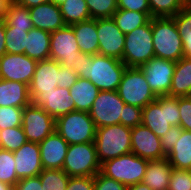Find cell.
I'll return each instance as SVG.
<instances>
[{
  "instance_id": "1",
  "label": "cell",
  "mask_w": 191,
  "mask_h": 190,
  "mask_svg": "<svg viewBox=\"0 0 191 190\" xmlns=\"http://www.w3.org/2000/svg\"><path fill=\"white\" fill-rule=\"evenodd\" d=\"M126 65L101 54L83 55L78 77L90 80L100 91H116Z\"/></svg>"
},
{
  "instance_id": "2",
  "label": "cell",
  "mask_w": 191,
  "mask_h": 190,
  "mask_svg": "<svg viewBox=\"0 0 191 190\" xmlns=\"http://www.w3.org/2000/svg\"><path fill=\"white\" fill-rule=\"evenodd\" d=\"M142 124L152 130L159 138L170 127L179 126V97L159 96L143 108Z\"/></svg>"
},
{
  "instance_id": "3",
  "label": "cell",
  "mask_w": 191,
  "mask_h": 190,
  "mask_svg": "<svg viewBox=\"0 0 191 190\" xmlns=\"http://www.w3.org/2000/svg\"><path fill=\"white\" fill-rule=\"evenodd\" d=\"M155 57L179 61L184 57L182 37L172 17L151 18Z\"/></svg>"
},
{
  "instance_id": "4",
  "label": "cell",
  "mask_w": 191,
  "mask_h": 190,
  "mask_svg": "<svg viewBox=\"0 0 191 190\" xmlns=\"http://www.w3.org/2000/svg\"><path fill=\"white\" fill-rule=\"evenodd\" d=\"M94 145L100 164L131 153V128L123 124L96 128Z\"/></svg>"
},
{
  "instance_id": "5",
  "label": "cell",
  "mask_w": 191,
  "mask_h": 190,
  "mask_svg": "<svg viewBox=\"0 0 191 190\" xmlns=\"http://www.w3.org/2000/svg\"><path fill=\"white\" fill-rule=\"evenodd\" d=\"M148 162L131 152L105 161L101 164L100 172L129 187L143 181Z\"/></svg>"
},
{
  "instance_id": "6",
  "label": "cell",
  "mask_w": 191,
  "mask_h": 190,
  "mask_svg": "<svg viewBox=\"0 0 191 190\" xmlns=\"http://www.w3.org/2000/svg\"><path fill=\"white\" fill-rule=\"evenodd\" d=\"M55 131L70 144L94 142L96 126L85 111H72L55 119Z\"/></svg>"
},
{
  "instance_id": "7",
  "label": "cell",
  "mask_w": 191,
  "mask_h": 190,
  "mask_svg": "<svg viewBox=\"0 0 191 190\" xmlns=\"http://www.w3.org/2000/svg\"><path fill=\"white\" fill-rule=\"evenodd\" d=\"M154 54L151 19L125 35L122 62L127 67L139 68L150 61Z\"/></svg>"
},
{
  "instance_id": "8",
  "label": "cell",
  "mask_w": 191,
  "mask_h": 190,
  "mask_svg": "<svg viewBox=\"0 0 191 190\" xmlns=\"http://www.w3.org/2000/svg\"><path fill=\"white\" fill-rule=\"evenodd\" d=\"M83 55L71 25H65L51 32L50 59L56 60L60 65L70 68L78 74Z\"/></svg>"
},
{
  "instance_id": "9",
  "label": "cell",
  "mask_w": 191,
  "mask_h": 190,
  "mask_svg": "<svg viewBox=\"0 0 191 190\" xmlns=\"http://www.w3.org/2000/svg\"><path fill=\"white\" fill-rule=\"evenodd\" d=\"M62 170L69 177L95 176L101 170L94 142L70 144Z\"/></svg>"
},
{
  "instance_id": "10",
  "label": "cell",
  "mask_w": 191,
  "mask_h": 190,
  "mask_svg": "<svg viewBox=\"0 0 191 190\" xmlns=\"http://www.w3.org/2000/svg\"><path fill=\"white\" fill-rule=\"evenodd\" d=\"M118 94L125 104L144 108L156 100L140 68L126 67L118 87Z\"/></svg>"
},
{
  "instance_id": "11",
  "label": "cell",
  "mask_w": 191,
  "mask_h": 190,
  "mask_svg": "<svg viewBox=\"0 0 191 190\" xmlns=\"http://www.w3.org/2000/svg\"><path fill=\"white\" fill-rule=\"evenodd\" d=\"M125 102L120 98L118 91H99L93 102L89 115L96 128L120 124L123 117Z\"/></svg>"
},
{
  "instance_id": "12",
  "label": "cell",
  "mask_w": 191,
  "mask_h": 190,
  "mask_svg": "<svg viewBox=\"0 0 191 190\" xmlns=\"http://www.w3.org/2000/svg\"><path fill=\"white\" fill-rule=\"evenodd\" d=\"M22 128L28 141L41 143L55 132V118L31 103L23 108Z\"/></svg>"
},
{
  "instance_id": "13",
  "label": "cell",
  "mask_w": 191,
  "mask_h": 190,
  "mask_svg": "<svg viewBox=\"0 0 191 190\" xmlns=\"http://www.w3.org/2000/svg\"><path fill=\"white\" fill-rule=\"evenodd\" d=\"M139 68L143 72L145 80L157 97L169 94L175 69L174 61L153 57L150 61L146 64H142Z\"/></svg>"
},
{
  "instance_id": "14",
  "label": "cell",
  "mask_w": 191,
  "mask_h": 190,
  "mask_svg": "<svg viewBox=\"0 0 191 190\" xmlns=\"http://www.w3.org/2000/svg\"><path fill=\"white\" fill-rule=\"evenodd\" d=\"M99 40V54L122 60L125 34L116 26L112 18L96 19Z\"/></svg>"
},
{
  "instance_id": "15",
  "label": "cell",
  "mask_w": 191,
  "mask_h": 190,
  "mask_svg": "<svg viewBox=\"0 0 191 190\" xmlns=\"http://www.w3.org/2000/svg\"><path fill=\"white\" fill-rule=\"evenodd\" d=\"M37 63L26 54L5 53L0 58V79L18 81L29 86Z\"/></svg>"
},
{
  "instance_id": "16",
  "label": "cell",
  "mask_w": 191,
  "mask_h": 190,
  "mask_svg": "<svg viewBox=\"0 0 191 190\" xmlns=\"http://www.w3.org/2000/svg\"><path fill=\"white\" fill-rule=\"evenodd\" d=\"M131 152L147 160L166 158L160 138L143 124L131 128Z\"/></svg>"
},
{
  "instance_id": "17",
  "label": "cell",
  "mask_w": 191,
  "mask_h": 190,
  "mask_svg": "<svg viewBox=\"0 0 191 190\" xmlns=\"http://www.w3.org/2000/svg\"><path fill=\"white\" fill-rule=\"evenodd\" d=\"M32 104L43 108L51 117L59 116L75 111V104L70 95L69 88L56 87L53 90L37 94L32 99Z\"/></svg>"
},
{
  "instance_id": "18",
  "label": "cell",
  "mask_w": 191,
  "mask_h": 190,
  "mask_svg": "<svg viewBox=\"0 0 191 190\" xmlns=\"http://www.w3.org/2000/svg\"><path fill=\"white\" fill-rule=\"evenodd\" d=\"M14 154L17 178L36 177L42 171L39 143L27 141Z\"/></svg>"
},
{
  "instance_id": "19",
  "label": "cell",
  "mask_w": 191,
  "mask_h": 190,
  "mask_svg": "<svg viewBox=\"0 0 191 190\" xmlns=\"http://www.w3.org/2000/svg\"><path fill=\"white\" fill-rule=\"evenodd\" d=\"M60 78V64L56 60L38 61L34 76L29 84V94L32 100L37 94L53 90Z\"/></svg>"
},
{
  "instance_id": "20",
  "label": "cell",
  "mask_w": 191,
  "mask_h": 190,
  "mask_svg": "<svg viewBox=\"0 0 191 190\" xmlns=\"http://www.w3.org/2000/svg\"><path fill=\"white\" fill-rule=\"evenodd\" d=\"M40 146L43 169H62L69 144L56 131L47 136Z\"/></svg>"
},
{
  "instance_id": "21",
  "label": "cell",
  "mask_w": 191,
  "mask_h": 190,
  "mask_svg": "<svg viewBox=\"0 0 191 190\" xmlns=\"http://www.w3.org/2000/svg\"><path fill=\"white\" fill-rule=\"evenodd\" d=\"M29 11L34 28L51 33L66 25L59 6L53 2L29 8Z\"/></svg>"
},
{
  "instance_id": "22",
  "label": "cell",
  "mask_w": 191,
  "mask_h": 190,
  "mask_svg": "<svg viewBox=\"0 0 191 190\" xmlns=\"http://www.w3.org/2000/svg\"><path fill=\"white\" fill-rule=\"evenodd\" d=\"M31 103L27 84L0 79V106L24 108Z\"/></svg>"
},
{
  "instance_id": "23",
  "label": "cell",
  "mask_w": 191,
  "mask_h": 190,
  "mask_svg": "<svg viewBox=\"0 0 191 190\" xmlns=\"http://www.w3.org/2000/svg\"><path fill=\"white\" fill-rule=\"evenodd\" d=\"M79 45L80 52L84 55L99 54V40L96 28V19L77 22L71 25Z\"/></svg>"
},
{
  "instance_id": "24",
  "label": "cell",
  "mask_w": 191,
  "mask_h": 190,
  "mask_svg": "<svg viewBox=\"0 0 191 190\" xmlns=\"http://www.w3.org/2000/svg\"><path fill=\"white\" fill-rule=\"evenodd\" d=\"M172 169L167 158L149 160L142 182L152 190H168Z\"/></svg>"
},
{
  "instance_id": "25",
  "label": "cell",
  "mask_w": 191,
  "mask_h": 190,
  "mask_svg": "<svg viewBox=\"0 0 191 190\" xmlns=\"http://www.w3.org/2000/svg\"><path fill=\"white\" fill-rule=\"evenodd\" d=\"M170 97L191 96V58L182 57L175 62V69L171 81Z\"/></svg>"
},
{
  "instance_id": "26",
  "label": "cell",
  "mask_w": 191,
  "mask_h": 190,
  "mask_svg": "<svg viewBox=\"0 0 191 190\" xmlns=\"http://www.w3.org/2000/svg\"><path fill=\"white\" fill-rule=\"evenodd\" d=\"M69 89L74 100L75 111L85 112L90 111L100 91L90 80L80 77Z\"/></svg>"
},
{
  "instance_id": "27",
  "label": "cell",
  "mask_w": 191,
  "mask_h": 190,
  "mask_svg": "<svg viewBox=\"0 0 191 190\" xmlns=\"http://www.w3.org/2000/svg\"><path fill=\"white\" fill-rule=\"evenodd\" d=\"M51 33L37 28L28 32L25 54L36 61L50 59Z\"/></svg>"
},
{
  "instance_id": "28",
  "label": "cell",
  "mask_w": 191,
  "mask_h": 190,
  "mask_svg": "<svg viewBox=\"0 0 191 190\" xmlns=\"http://www.w3.org/2000/svg\"><path fill=\"white\" fill-rule=\"evenodd\" d=\"M166 158L175 169L191 170V131L182 130L179 140Z\"/></svg>"
},
{
  "instance_id": "29",
  "label": "cell",
  "mask_w": 191,
  "mask_h": 190,
  "mask_svg": "<svg viewBox=\"0 0 191 190\" xmlns=\"http://www.w3.org/2000/svg\"><path fill=\"white\" fill-rule=\"evenodd\" d=\"M151 13L135 12L130 10L117 9L112 15L116 26L125 35L134 29L145 25L151 19Z\"/></svg>"
},
{
  "instance_id": "30",
  "label": "cell",
  "mask_w": 191,
  "mask_h": 190,
  "mask_svg": "<svg viewBox=\"0 0 191 190\" xmlns=\"http://www.w3.org/2000/svg\"><path fill=\"white\" fill-rule=\"evenodd\" d=\"M3 20L13 28L25 29V32L34 28L29 8L21 6L15 1L8 3Z\"/></svg>"
},
{
  "instance_id": "31",
  "label": "cell",
  "mask_w": 191,
  "mask_h": 190,
  "mask_svg": "<svg viewBox=\"0 0 191 190\" xmlns=\"http://www.w3.org/2000/svg\"><path fill=\"white\" fill-rule=\"evenodd\" d=\"M59 8L66 25L91 19L85 0H67Z\"/></svg>"
},
{
  "instance_id": "32",
  "label": "cell",
  "mask_w": 191,
  "mask_h": 190,
  "mask_svg": "<svg viewBox=\"0 0 191 190\" xmlns=\"http://www.w3.org/2000/svg\"><path fill=\"white\" fill-rule=\"evenodd\" d=\"M182 37L184 57L191 58V5L172 17Z\"/></svg>"
},
{
  "instance_id": "33",
  "label": "cell",
  "mask_w": 191,
  "mask_h": 190,
  "mask_svg": "<svg viewBox=\"0 0 191 190\" xmlns=\"http://www.w3.org/2000/svg\"><path fill=\"white\" fill-rule=\"evenodd\" d=\"M152 18L174 17L187 4L183 0H148Z\"/></svg>"
},
{
  "instance_id": "34",
  "label": "cell",
  "mask_w": 191,
  "mask_h": 190,
  "mask_svg": "<svg viewBox=\"0 0 191 190\" xmlns=\"http://www.w3.org/2000/svg\"><path fill=\"white\" fill-rule=\"evenodd\" d=\"M6 53L25 54L28 32L25 29L13 28L5 22Z\"/></svg>"
},
{
  "instance_id": "35",
  "label": "cell",
  "mask_w": 191,
  "mask_h": 190,
  "mask_svg": "<svg viewBox=\"0 0 191 190\" xmlns=\"http://www.w3.org/2000/svg\"><path fill=\"white\" fill-rule=\"evenodd\" d=\"M38 176L42 190H66L70 178L62 169H43Z\"/></svg>"
},
{
  "instance_id": "36",
  "label": "cell",
  "mask_w": 191,
  "mask_h": 190,
  "mask_svg": "<svg viewBox=\"0 0 191 190\" xmlns=\"http://www.w3.org/2000/svg\"><path fill=\"white\" fill-rule=\"evenodd\" d=\"M28 140L22 126L0 130V148L15 152Z\"/></svg>"
},
{
  "instance_id": "37",
  "label": "cell",
  "mask_w": 191,
  "mask_h": 190,
  "mask_svg": "<svg viewBox=\"0 0 191 190\" xmlns=\"http://www.w3.org/2000/svg\"><path fill=\"white\" fill-rule=\"evenodd\" d=\"M18 181L13 152L0 148V182L15 186Z\"/></svg>"
},
{
  "instance_id": "38",
  "label": "cell",
  "mask_w": 191,
  "mask_h": 190,
  "mask_svg": "<svg viewBox=\"0 0 191 190\" xmlns=\"http://www.w3.org/2000/svg\"><path fill=\"white\" fill-rule=\"evenodd\" d=\"M91 19L112 18L117 11L118 0H85Z\"/></svg>"
},
{
  "instance_id": "39",
  "label": "cell",
  "mask_w": 191,
  "mask_h": 190,
  "mask_svg": "<svg viewBox=\"0 0 191 190\" xmlns=\"http://www.w3.org/2000/svg\"><path fill=\"white\" fill-rule=\"evenodd\" d=\"M23 108L0 106V130L22 126Z\"/></svg>"
},
{
  "instance_id": "40",
  "label": "cell",
  "mask_w": 191,
  "mask_h": 190,
  "mask_svg": "<svg viewBox=\"0 0 191 190\" xmlns=\"http://www.w3.org/2000/svg\"><path fill=\"white\" fill-rule=\"evenodd\" d=\"M168 190H191V170L173 168Z\"/></svg>"
},
{
  "instance_id": "41",
  "label": "cell",
  "mask_w": 191,
  "mask_h": 190,
  "mask_svg": "<svg viewBox=\"0 0 191 190\" xmlns=\"http://www.w3.org/2000/svg\"><path fill=\"white\" fill-rule=\"evenodd\" d=\"M143 108L125 104L123 107V117H120V124L133 128L142 124Z\"/></svg>"
},
{
  "instance_id": "42",
  "label": "cell",
  "mask_w": 191,
  "mask_h": 190,
  "mask_svg": "<svg viewBox=\"0 0 191 190\" xmlns=\"http://www.w3.org/2000/svg\"><path fill=\"white\" fill-rule=\"evenodd\" d=\"M179 114V126L184 130L191 131V96L179 97Z\"/></svg>"
},
{
  "instance_id": "43",
  "label": "cell",
  "mask_w": 191,
  "mask_h": 190,
  "mask_svg": "<svg viewBox=\"0 0 191 190\" xmlns=\"http://www.w3.org/2000/svg\"><path fill=\"white\" fill-rule=\"evenodd\" d=\"M127 188V186L106 177L101 172L94 176V190H127Z\"/></svg>"
},
{
  "instance_id": "44",
  "label": "cell",
  "mask_w": 191,
  "mask_h": 190,
  "mask_svg": "<svg viewBox=\"0 0 191 190\" xmlns=\"http://www.w3.org/2000/svg\"><path fill=\"white\" fill-rule=\"evenodd\" d=\"M182 128L180 126H171L170 130L165 133V135L160 137V141L162 144V150L167 156L173 147L175 146V142L179 140L181 136Z\"/></svg>"
},
{
  "instance_id": "45",
  "label": "cell",
  "mask_w": 191,
  "mask_h": 190,
  "mask_svg": "<svg viewBox=\"0 0 191 190\" xmlns=\"http://www.w3.org/2000/svg\"><path fill=\"white\" fill-rule=\"evenodd\" d=\"M117 8L135 12L150 13L148 0H118Z\"/></svg>"
},
{
  "instance_id": "46",
  "label": "cell",
  "mask_w": 191,
  "mask_h": 190,
  "mask_svg": "<svg viewBox=\"0 0 191 190\" xmlns=\"http://www.w3.org/2000/svg\"><path fill=\"white\" fill-rule=\"evenodd\" d=\"M66 190H94V176L70 177Z\"/></svg>"
},
{
  "instance_id": "47",
  "label": "cell",
  "mask_w": 191,
  "mask_h": 190,
  "mask_svg": "<svg viewBox=\"0 0 191 190\" xmlns=\"http://www.w3.org/2000/svg\"><path fill=\"white\" fill-rule=\"evenodd\" d=\"M78 74L72 69L60 65V78L58 87L70 88L77 80Z\"/></svg>"
},
{
  "instance_id": "48",
  "label": "cell",
  "mask_w": 191,
  "mask_h": 190,
  "mask_svg": "<svg viewBox=\"0 0 191 190\" xmlns=\"http://www.w3.org/2000/svg\"><path fill=\"white\" fill-rule=\"evenodd\" d=\"M14 190H42L40 177H29L20 179L14 186Z\"/></svg>"
},
{
  "instance_id": "49",
  "label": "cell",
  "mask_w": 191,
  "mask_h": 190,
  "mask_svg": "<svg viewBox=\"0 0 191 190\" xmlns=\"http://www.w3.org/2000/svg\"><path fill=\"white\" fill-rule=\"evenodd\" d=\"M5 21L0 19V58L6 53Z\"/></svg>"
},
{
  "instance_id": "50",
  "label": "cell",
  "mask_w": 191,
  "mask_h": 190,
  "mask_svg": "<svg viewBox=\"0 0 191 190\" xmlns=\"http://www.w3.org/2000/svg\"><path fill=\"white\" fill-rule=\"evenodd\" d=\"M15 2L26 8H33L40 4L52 2V0H15Z\"/></svg>"
},
{
  "instance_id": "51",
  "label": "cell",
  "mask_w": 191,
  "mask_h": 190,
  "mask_svg": "<svg viewBox=\"0 0 191 190\" xmlns=\"http://www.w3.org/2000/svg\"><path fill=\"white\" fill-rule=\"evenodd\" d=\"M127 190H152L149 186L144 184L143 182L136 183L127 188Z\"/></svg>"
},
{
  "instance_id": "52",
  "label": "cell",
  "mask_w": 191,
  "mask_h": 190,
  "mask_svg": "<svg viewBox=\"0 0 191 190\" xmlns=\"http://www.w3.org/2000/svg\"><path fill=\"white\" fill-rule=\"evenodd\" d=\"M8 2L6 0H0V19H3Z\"/></svg>"
},
{
  "instance_id": "53",
  "label": "cell",
  "mask_w": 191,
  "mask_h": 190,
  "mask_svg": "<svg viewBox=\"0 0 191 190\" xmlns=\"http://www.w3.org/2000/svg\"><path fill=\"white\" fill-rule=\"evenodd\" d=\"M0 190H14V186H11L10 184L0 182Z\"/></svg>"
},
{
  "instance_id": "54",
  "label": "cell",
  "mask_w": 191,
  "mask_h": 190,
  "mask_svg": "<svg viewBox=\"0 0 191 190\" xmlns=\"http://www.w3.org/2000/svg\"><path fill=\"white\" fill-rule=\"evenodd\" d=\"M65 1H67V0H52V2H53L55 5H57V6L62 5Z\"/></svg>"
},
{
  "instance_id": "55",
  "label": "cell",
  "mask_w": 191,
  "mask_h": 190,
  "mask_svg": "<svg viewBox=\"0 0 191 190\" xmlns=\"http://www.w3.org/2000/svg\"><path fill=\"white\" fill-rule=\"evenodd\" d=\"M187 5H191V0H183Z\"/></svg>"
},
{
  "instance_id": "56",
  "label": "cell",
  "mask_w": 191,
  "mask_h": 190,
  "mask_svg": "<svg viewBox=\"0 0 191 190\" xmlns=\"http://www.w3.org/2000/svg\"><path fill=\"white\" fill-rule=\"evenodd\" d=\"M8 3L14 2L15 0H6Z\"/></svg>"
}]
</instances>
